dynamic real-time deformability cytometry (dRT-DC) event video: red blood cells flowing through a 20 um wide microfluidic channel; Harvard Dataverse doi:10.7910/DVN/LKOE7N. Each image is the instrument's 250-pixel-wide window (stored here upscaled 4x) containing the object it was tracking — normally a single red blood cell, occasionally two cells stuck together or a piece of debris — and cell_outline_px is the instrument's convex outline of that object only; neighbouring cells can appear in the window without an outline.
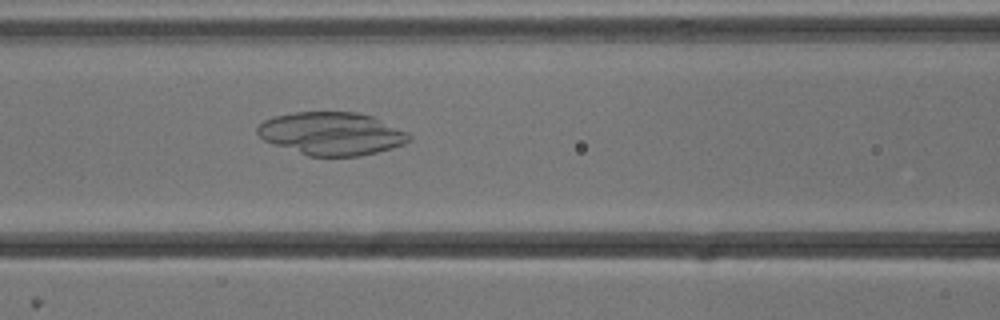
{"species": "common noctule bat (a hibernating species)", "species_latin": "Nyctalus noctula", "temperature_condition": "cold", "stored_images_in_passage": 54, "camera_frame_rate_fps": 3000, "um_per_image_px": 0.085, "animal": {"sex": "male", "body_mass_g": 13.3}, "frame": {"image": 1, "passage_image": 22, "time_ms": 7.0, "image_size_px": [1000, 320], "cell_outline_px": [[412, 140], [404, 144], [376, 152], [360, 156], [308, 156], [264, 140], [256, 132], [256, 128], [264, 120], [272, 116], [296, 112], [356, 112], [372, 116], [408, 132], [412, 136]], "centroid_in_image_um": [28.2, 11.35], "position_along_channel_um": 138.4, "area_um2": 37.86}}
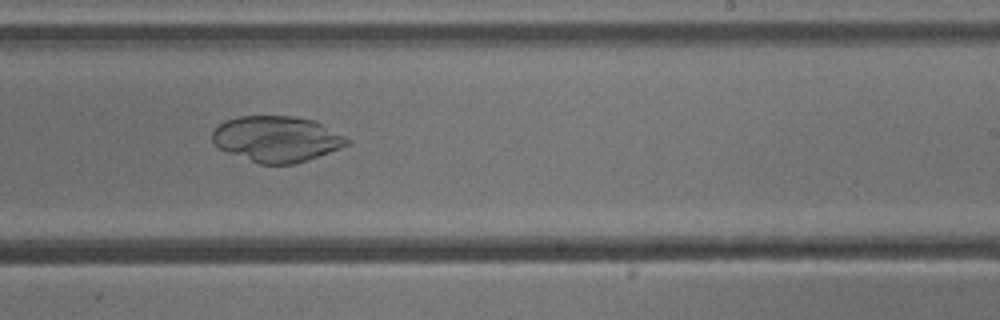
{"frame": {"image": 2, "passage_image": 32, "time_ms": 10.333, "image_size_px": [1000, 320], "cell_outline_px": [[352, 140], [348, 144], [340, 148], [308, 160], [296, 164], [260, 164], [228, 152], [220, 148], [212, 140], [212, 128], [216, 124], [224, 120], [236, 116], [292, 116], [316, 120]], "centroid_in_image_um": [23.51, 11.79], "position_along_channel_um": 265.5, "area_um2": 36.24}}
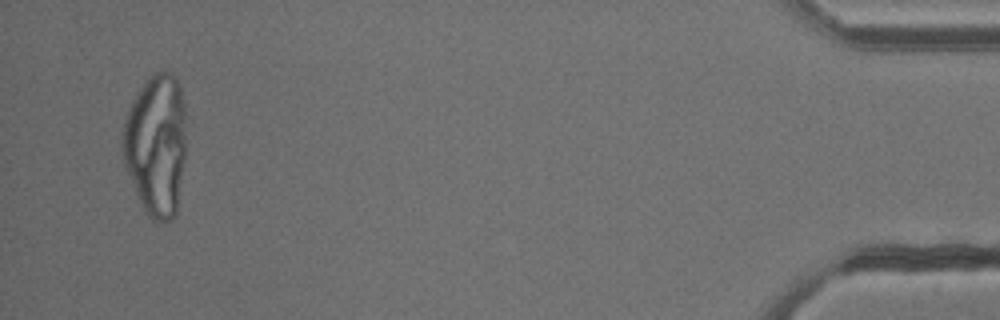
{"frame": {"image": 3, "passage_image": 51, "time_ms": 16.667, "image_size_px": [1000, 320], "cell_outline_px": [[184, 160], [176, 216], [172, 220], [152, 220], [144, 212], [124, 164], [120, 148], [120, 132], [124, 116], [136, 92], [144, 80], [152, 72], [172, 72], [176, 76], [184, 100]], "centroid_in_image_um": [13.22, 12.27], "position_along_channel_um": 422.0, "area_um2": 53.52}}